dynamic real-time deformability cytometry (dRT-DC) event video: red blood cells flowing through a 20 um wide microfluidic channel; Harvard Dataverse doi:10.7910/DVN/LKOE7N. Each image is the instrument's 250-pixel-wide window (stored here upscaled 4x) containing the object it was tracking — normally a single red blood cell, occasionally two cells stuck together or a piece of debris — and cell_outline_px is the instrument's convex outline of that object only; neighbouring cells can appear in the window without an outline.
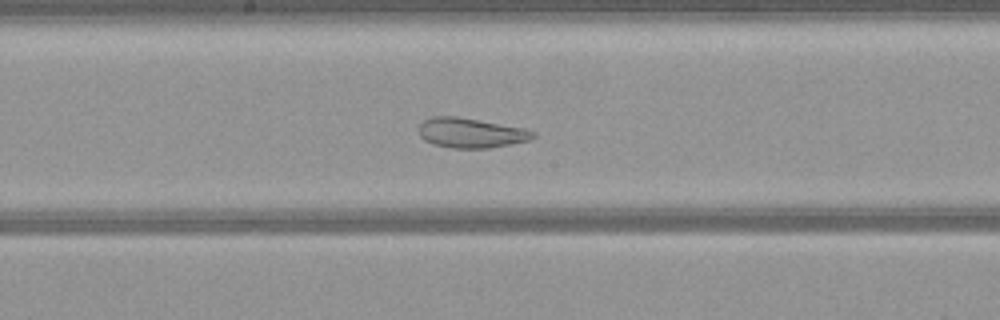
{"species": "common noctule bat (a hibernating species)", "species_latin": "Nyctalus noctula", "temperature_condition": "warm", "stored_images_in_passage": 46, "camera_frame_rate_fps": 3000, "um_per_image_px": 0.085, "animal": {"sex": "female", "body_mass_g": 21.9}, "frame": {"image": 1, "passage_image": 21, "time_ms": 6.667, "image_size_px": [1000, 320], "cell_outline_px": [[536, 136], [528, 140], [512, 144], [488, 148], [452, 148], [432, 144], [424, 140], [420, 136], [420, 124], [424, 120], [432, 116], [456, 116], [524, 128], [536, 132]], "centroid_in_image_um": [40.02, 11.3], "position_along_channel_um": 208.2, "area_um2": 19.83}}
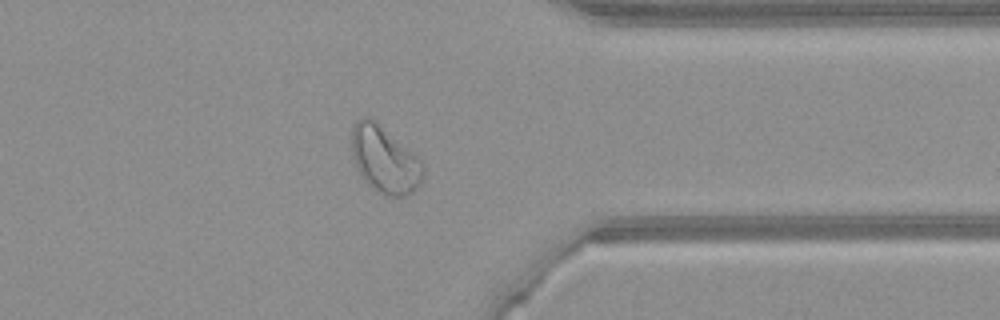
{"frame": {"image": 2, "passage_image": 35, "time_ms": 11.333, "image_size_px": [1000, 320], "cell_outline_px": [[424, 176], [420, 184], [408, 196], [388, 196], [380, 192], [368, 184], [364, 180], [356, 168], [352, 156], [352, 128], [356, 120], [364, 116], [368, 116], [376, 120], [420, 160], [424, 164]], "centroid_in_image_um": [32.69, 13.56], "position_along_channel_um": 378.7, "area_um2": 27.74}}
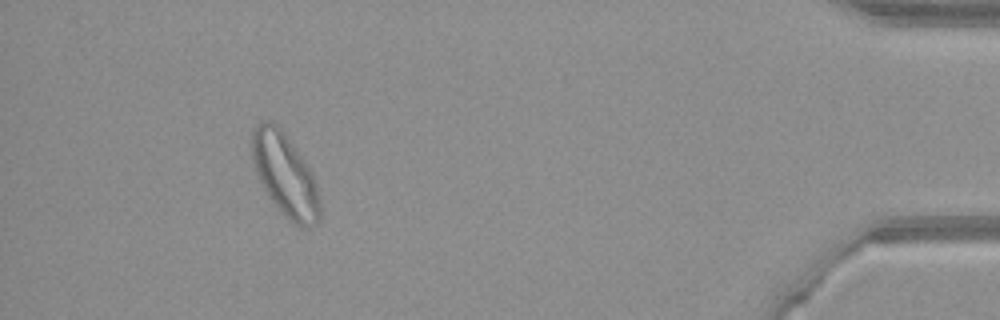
{"frame": {"image": 3, "passage_image": 42, "time_ms": 13.667, "image_size_px": [1000, 320], "cell_outline_px": [[320, 220], [316, 224], [308, 228], [300, 228], [276, 208], [260, 180], [256, 172], [252, 160], [252, 128], [260, 120], [272, 120], [284, 132], [308, 168], [312, 176], [320, 200]], "centroid_in_image_um": [24.21, 14.87], "position_along_channel_um": 411.0, "area_um2": 32.43}}